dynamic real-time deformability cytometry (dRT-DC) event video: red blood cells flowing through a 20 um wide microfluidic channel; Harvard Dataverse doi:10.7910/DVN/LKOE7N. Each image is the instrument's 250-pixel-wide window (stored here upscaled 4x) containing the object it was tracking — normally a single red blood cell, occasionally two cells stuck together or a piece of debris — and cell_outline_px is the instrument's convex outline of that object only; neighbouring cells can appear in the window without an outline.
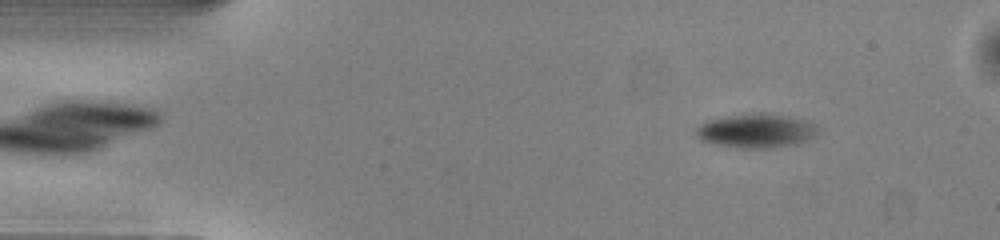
{"species": "common noctule bat (a hibernating species)", "species_latin": "Nyctalus noctula", "temperature_condition": "warm", "stored_images_in_passage": 47, "segment_of_instrument_passage": [1, 2], "camera_frame_rate_fps": 3000, "um_per_image_px": 0.085, "animal": {"sex": "male", "body_mass_g": 13.0, "forearm_length_mm": 53.1}, "frame": {"image": 1, "passage_image": 2, "time_ms": 0.333, "image_size_px": [1000, 240], "cell_outline_px": [[820, 132], [816, 136], [808, 140], [796, 144], [772, 148], [740, 148], [712, 144], [700, 140], [696, 136], [696, 128], [700, 124], [708, 120], [728, 116], [756, 112], [768, 112], [808, 120], [816, 124], [820, 128]], "centroid_in_image_um": [64.33, 11.11], "position_along_channel_um": 20.7, "area_um2": 24.8}}
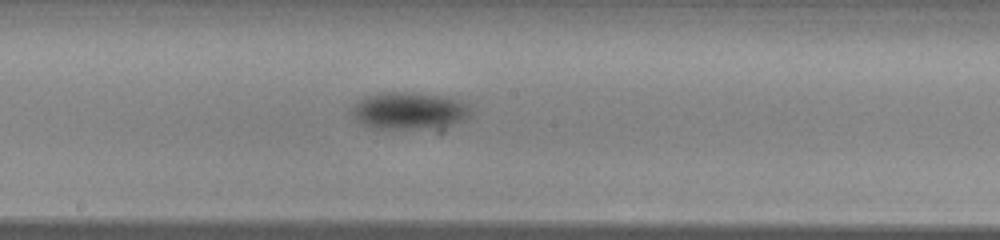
{"frame": {"image": 2, "passage_image": 22, "time_ms": 7.0, "image_size_px": [1000, 240], "cell_outline_px": [[472, 112], [464, 120], [452, 124], [420, 128], [372, 128], [356, 120], [348, 112], [352, 104], [364, 96], [380, 92], [416, 92], [444, 96], [460, 100], [468, 104]], "centroid_in_image_um": [34.71, 9.38], "position_along_channel_um": 213.5, "area_um2": 25.89}}
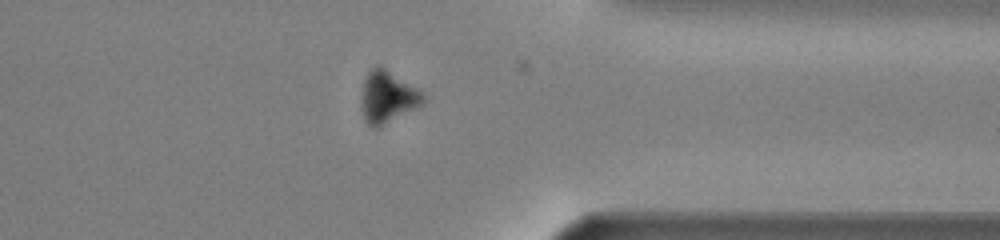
{"frame": {"image": 3, "passage_image": 35, "time_ms": 11.333, "image_size_px": [1000, 240], "cell_outline_px": [[424, 104], [380, 128], [372, 128], [368, 124], [360, 108], [364, 80], [368, 72], [376, 64], [380, 64], [416, 88], [424, 96]], "centroid_in_image_um": [32.93, 8.26], "position_along_channel_um": 378.5, "area_um2": 18.84}}